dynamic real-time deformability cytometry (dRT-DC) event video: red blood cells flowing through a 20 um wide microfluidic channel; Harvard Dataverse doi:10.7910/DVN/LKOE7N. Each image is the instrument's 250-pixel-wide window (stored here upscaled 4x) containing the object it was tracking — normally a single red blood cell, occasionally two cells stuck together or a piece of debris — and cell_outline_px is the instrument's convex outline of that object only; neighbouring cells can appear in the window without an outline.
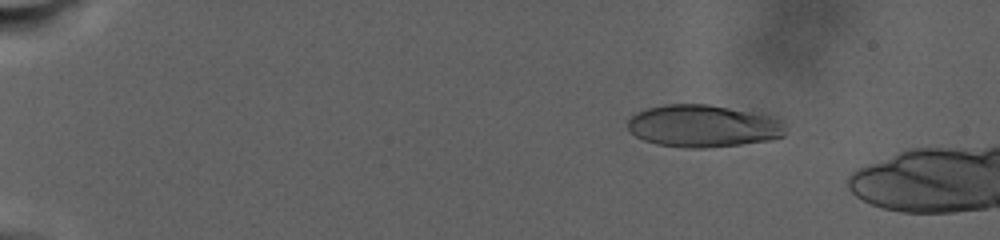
{"species": "human", "species_latin": "Homo sapiens", "temperature_condition": "warm", "stored_images_in_passage": 26, "camera_frame_rate_fps": 3000, "um_per_image_px": 0.085, "donor": {"sex": "male"}, "frame": {"image": 1, "passage_image": 13, "time_ms": 4.667, "image_size_px": [1000, 240], "cell_outline_px": [[784, 136], [772, 140], [740, 144], [704, 148], [684, 148], [656, 144], [644, 140], [636, 136], [628, 128], [628, 120], [636, 112], [648, 108], [668, 104], [708, 104], [768, 116], [784, 120]], "centroid_in_image_um": [59.75, 10.72], "position_along_channel_um": 25.2, "area_um2": 38.67}}